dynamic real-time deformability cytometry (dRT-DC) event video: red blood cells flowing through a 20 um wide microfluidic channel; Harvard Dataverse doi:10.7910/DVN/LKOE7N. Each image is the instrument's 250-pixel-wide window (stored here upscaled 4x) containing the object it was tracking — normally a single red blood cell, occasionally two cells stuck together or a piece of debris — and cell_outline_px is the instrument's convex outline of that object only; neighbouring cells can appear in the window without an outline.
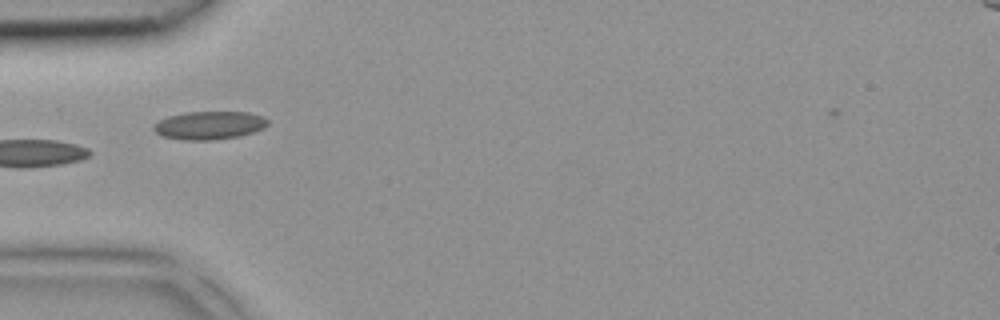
{"species": "common noctule bat (a hibernating species)", "species_latin": "Nyctalus noctula", "temperature_condition": "room temperature", "stored_images_in_passage": 3, "camera_frame_rate_fps": 3000, "um_per_image_px": 0.085, "animal": {"sex": "female", "body_mass_g": 18.4}, "frame": {"image": 1, "passage_image": 2, "time_ms": 0.333, "image_size_px": [1000, 320], "cell_outline_px": [[268, 124], [264, 128], [240, 136], [212, 140], [184, 140], [164, 136], [156, 132], [152, 128], [152, 124], [168, 116], [184, 112], [248, 112], [264, 116], [268, 120]], "centroid_in_image_um": [17.8, 10.64], "position_along_channel_um": 67.2, "area_um2": 18.79}}